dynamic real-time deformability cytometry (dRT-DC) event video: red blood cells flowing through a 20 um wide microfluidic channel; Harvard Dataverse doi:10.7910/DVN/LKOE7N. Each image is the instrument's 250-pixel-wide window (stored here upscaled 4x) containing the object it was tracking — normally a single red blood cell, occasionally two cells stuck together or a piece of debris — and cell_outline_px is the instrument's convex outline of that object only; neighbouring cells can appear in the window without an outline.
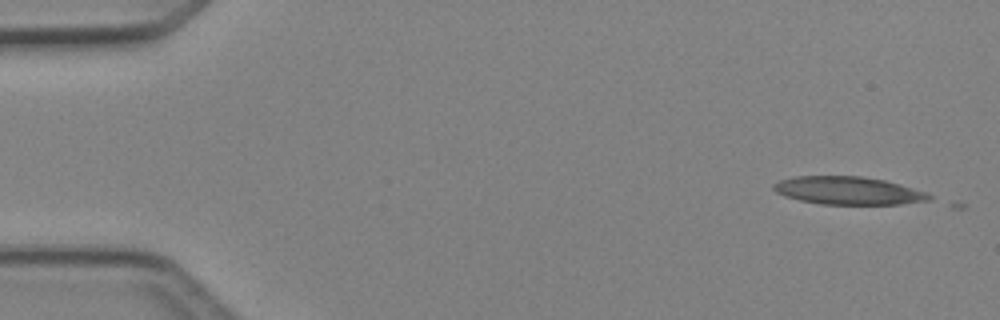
{"species": "Egyptian fruit bat (a non-hibernating species)", "species_latin": "Rousettus aegyptiacus", "temperature_condition": "cold", "stored_images_in_passage": 4, "camera_frame_rate_fps": 3000, "um_per_image_px": 0.085, "animal": {"sex": "female"}, "frame": {"image": 1, "passage_image": 1, "time_ms": 0.0, "image_size_px": [1000, 320], "cell_outline_px": [[932, 200], [900, 204], [820, 204], [800, 200], [784, 196], [776, 192], [772, 188], [772, 184], [780, 180], [796, 176], [860, 176], [884, 180], [900, 184], [928, 192], [932, 196]], "centroid_in_image_um": [72.11, 16.2], "position_along_channel_um": 12.9, "area_um2": 25.37}}